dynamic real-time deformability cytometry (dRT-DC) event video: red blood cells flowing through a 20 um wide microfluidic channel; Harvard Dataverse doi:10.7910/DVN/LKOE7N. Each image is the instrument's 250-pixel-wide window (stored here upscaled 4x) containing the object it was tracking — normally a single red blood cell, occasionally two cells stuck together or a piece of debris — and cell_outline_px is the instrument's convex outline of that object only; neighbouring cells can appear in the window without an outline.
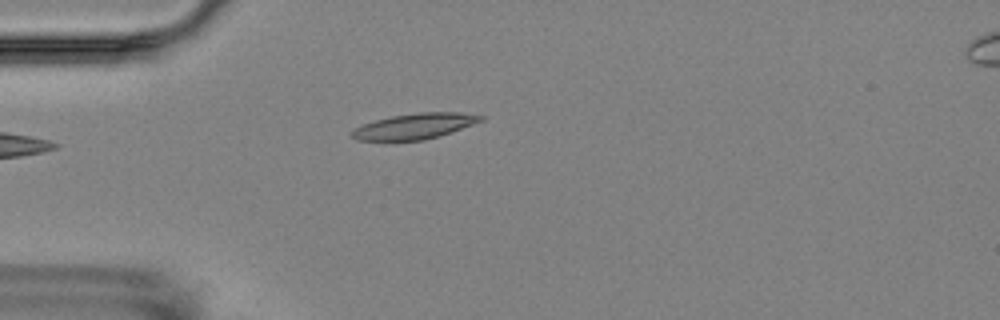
{"species": "Egyptian fruit bat (a non-hibernating species)", "species_latin": "Rousettus aegyptiacus", "temperature_condition": "room temperature", "stored_images_in_passage": 5, "camera_frame_rate_fps": 3000, "um_per_image_px": 0.085, "animal": {"sex": "female"}, "frame": {"image": 1, "passage_image": 3, "time_ms": 3.333, "image_size_px": [1000, 320], "cell_outline_px": [[484, 120], [452, 132], [424, 140], [356, 140], [348, 132], [364, 124], [376, 120], [392, 116], [420, 112], [460, 112], [484, 116]], "centroid_in_image_um": [35.26, 10.72], "position_along_channel_um": 49.7, "area_um2": 19.07}}